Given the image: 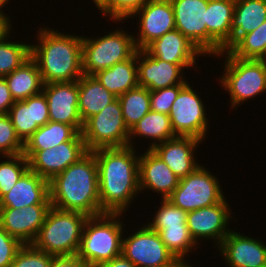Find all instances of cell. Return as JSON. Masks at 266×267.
Returning a JSON list of instances; mask_svg holds the SVG:
<instances>
[{
  "label": "cell",
  "mask_w": 266,
  "mask_h": 267,
  "mask_svg": "<svg viewBox=\"0 0 266 267\" xmlns=\"http://www.w3.org/2000/svg\"><path fill=\"white\" fill-rule=\"evenodd\" d=\"M92 152L98 165L101 210L123 214L140 192L139 155L133 146L100 148Z\"/></svg>",
  "instance_id": "obj_1"
},
{
  "label": "cell",
  "mask_w": 266,
  "mask_h": 267,
  "mask_svg": "<svg viewBox=\"0 0 266 267\" xmlns=\"http://www.w3.org/2000/svg\"><path fill=\"white\" fill-rule=\"evenodd\" d=\"M49 199L51 206L60 210L88 217L104 213L100 207L98 165L92 151L49 181Z\"/></svg>",
  "instance_id": "obj_2"
},
{
  "label": "cell",
  "mask_w": 266,
  "mask_h": 267,
  "mask_svg": "<svg viewBox=\"0 0 266 267\" xmlns=\"http://www.w3.org/2000/svg\"><path fill=\"white\" fill-rule=\"evenodd\" d=\"M38 44L30 45L44 84L78 81L82 71V38L41 27Z\"/></svg>",
  "instance_id": "obj_3"
},
{
  "label": "cell",
  "mask_w": 266,
  "mask_h": 267,
  "mask_svg": "<svg viewBox=\"0 0 266 267\" xmlns=\"http://www.w3.org/2000/svg\"><path fill=\"white\" fill-rule=\"evenodd\" d=\"M121 213H103L86 220L76 254L87 267H98L122 254ZM121 221V222H120Z\"/></svg>",
  "instance_id": "obj_4"
},
{
  "label": "cell",
  "mask_w": 266,
  "mask_h": 267,
  "mask_svg": "<svg viewBox=\"0 0 266 267\" xmlns=\"http://www.w3.org/2000/svg\"><path fill=\"white\" fill-rule=\"evenodd\" d=\"M87 219L83 213L51 206L32 245L54 257L76 255Z\"/></svg>",
  "instance_id": "obj_5"
},
{
  "label": "cell",
  "mask_w": 266,
  "mask_h": 267,
  "mask_svg": "<svg viewBox=\"0 0 266 267\" xmlns=\"http://www.w3.org/2000/svg\"><path fill=\"white\" fill-rule=\"evenodd\" d=\"M223 54L226 55L224 75L219 81L230 94L231 109L266 92V64L263 60L240 59L229 51L215 56Z\"/></svg>",
  "instance_id": "obj_6"
},
{
  "label": "cell",
  "mask_w": 266,
  "mask_h": 267,
  "mask_svg": "<svg viewBox=\"0 0 266 267\" xmlns=\"http://www.w3.org/2000/svg\"><path fill=\"white\" fill-rule=\"evenodd\" d=\"M122 30L117 28L95 39L82 38L83 75L93 76L101 70L130 59L137 52L134 36Z\"/></svg>",
  "instance_id": "obj_7"
},
{
  "label": "cell",
  "mask_w": 266,
  "mask_h": 267,
  "mask_svg": "<svg viewBox=\"0 0 266 267\" xmlns=\"http://www.w3.org/2000/svg\"><path fill=\"white\" fill-rule=\"evenodd\" d=\"M81 134L88 151L129 146L130 130L125 125L119 99L87 119Z\"/></svg>",
  "instance_id": "obj_8"
},
{
  "label": "cell",
  "mask_w": 266,
  "mask_h": 267,
  "mask_svg": "<svg viewBox=\"0 0 266 267\" xmlns=\"http://www.w3.org/2000/svg\"><path fill=\"white\" fill-rule=\"evenodd\" d=\"M219 183L214 174L198 165L192 173L179 179L178 186L167 199L186 212L210 207L225 199Z\"/></svg>",
  "instance_id": "obj_9"
},
{
  "label": "cell",
  "mask_w": 266,
  "mask_h": 267,
  "mask_svg": "<svg viewBox=\"0 0 266 267\" xmlns=\"http://www.w3.org/2000/svg\"><path fill=\"white\" fill-rule=\"evenodd\" d=\"M204 102L189 82L180 90L169 113L171 127L176 136H191L203 141L208 131Z\"/></svg>",
  "instance_id": "obj_10"
},
{
  "label": "cell",
  "mask_w": 266,
  "mask_h": 267,
  "mask_svg": "<svg viewBox=\"0 0 266 267\" xmlns=\"http://www.w3.org/2000/svg\"><path fill=\"white\" fill-rule=\"evenodd\" d=\"M86 149L81 132L72 140L61 143L46 150H24L28 159L29 169L42 178L50 181L73 163L82 158Z\"/></svg>",
  "instance_id": "obj_11"
},
{
  "label": "cell",
  "mask_w": 266,
  "mask_h": 267,
  "mask_svg": "<svg viewBox=\"0 0 266 267\" xmlns=\"http://www.w3.org/2000/svg\"><path fill=\"white\" fill-rule=\"evenodd\" d=\"M122 254L136 267L185 264L174 257L160 239L158 232L152 230L147 224L122 239Z\"/></svg>",
  "instance_id": "obj_12"
},
{
  "label": "cell",
  "mask_w": 266,
  "mask_h": 267,
  "mask_svg": "<svg viewBox=\"0 0 266 267\" xmlns=\"http://www.w3.org/2000/svg\"><path fill=\"white\" fill-rule=\"evenodd\" d=\"M138 16L139 34L134 37L137 50H144L155 39L175 27L174 9L170 0H147L131 17Z\"/></svg>",
  "instance_id": "obj_13"
},
{
  "label": "cell",
  "mask_w": 266,
  "mask_h": 267,
  "mask_svg": "<svg viewBox=\"0 0 266 267\" xmlns=\"http://www.w3.org/2000/svg\"><path fill=\"white\" fill-rule=\"evenodd\" d=\"M228 202L224 199L210 207L190 211L187 214V227L191 238L197 244L199 240L213 239L219 246L231 229H227L231 218Z\"/></svg>",
  "instance_id": "obj_14"
},
{
  "label": "cell",
  "mask_w": 266,
  "mask_h": 267,
  "mask_svg": "<svg viewBox=\"0 0 266 267\" xmlns=\"http://www.w3.org/2000/svg\"><path fill=\"white\" fill-rule=\"evenodd\" d=\"M42 92L47 98L50 121L71 125L81 132L83 123L78 111V82L46 83Z\"/></svg>",
  "instance_id": "obj_15"
},
{
  "label": "cell",
  "mask_w": 266,
  "mask_h": 267,
  "mask_svg": "<svg viewBox=\"0 0 266 267\" xmlns=\"http://www.w3.org/2000/svg\"><path fill=\"white\" fill-rule=\"evenodd\" d=\"M51 204H35L21 209L0 208V226L23 245L32 244Z\"/></svg>",
  "instance_id": "obj_16"
},
{
  "label": "cell",
  "mask_w": 266,
  "mask_h": 267,
  "mask_svg": "<svg viewBox=\"0 0 266 267\" xmlns=\"http://www.w3.org/2000/svg\"><path fill=\"white\" fill-rule=\"evenodd\" d=\"M175 27L203 54L207 55L206 10L208 0H170Z\"/></svg>",
  "instance_id": "obj_17"
},
{
  "label": "cell",
  "mask_w": 266,
  "mask_h": 267,
  "mask_svg": "<svg viewBox=\"0 0 266 267\" xmlns=\"http://www.w3.org/2000/svg\"><path fill=\"white\" fill-rule=\"evenodd\" d=\"M138 84L149 91L186 85L183 78V68L179 64H172L151 56L145 50H137Z\"/></svg>",
  "instance_id": "obj_18"
},
{
  "label": "cell",
  "mask_w": 266,
  "mask_h": 267,
  "mask_svg": "<svg viewBox=\"0 0 266 267\" xmlns=\"http://www.w3.org/2000/svg\"><path fill=\"white\" fill-rule=\"evenodd\" d=\"M218 249L230 267H266V244L259 239L231 230Z\"/></svg>",
  "instance_id": "obj_19"
},
{
  "label": "cell",
  "mask_w": 266,
  "mask_h": 267,
  "mask_svg": "<svg viewBox=\"0 0 266 267\" xmlns=\"http://www.w3.org/2000/svg\"><path fill=\"white\" fill-rule=\"evenodd\" d=\"M157 59L172 64H179L183 69L193 68L196 57L204 54L189 41L179 30L174 29L155 39L145 49ZM193 66V67H192Z\"/></svg>",
  "instance_id": "obj_20"
},
{
  "label": "cell",
  "mask_w": 266,
  "mask_h": 267,
  "mask_svg": "<svg viewBox=\"0 0 266 267\" xmlns=\"http://www.w3.org/2000/svg\"><path fill=\"white\" fill-rule=\"evenodd\" d=\"M8 115L17 136L25 144L32 134L49 119L47 98L43 92L22 101H15Z\"/></svg>",
  "instance_id": "obj_21"
},
{
  "label": "cell",
  "mask_w": 266,
  "mask_h": 267,
  "mask_svg": "<svg viewBox=\"0 0 266 267\" xmlns=\"http://www.w3.org/2000/svg\"><path fill=\"white\" fill-rule=\"evenodd\" d=\"M178 183L179 178L152 149L139 155L140 193L141 190L149 189L160 193L162 199H167Z\"/></svg>",
  "instance_id": "obj_22"
},
{
  "label": "cell",
  "mask_w": 266,
  "mask_h": 267,
  "mask_svg": "<svg viewBox=\"0 0 266 267\" xmlns=\"http://www.w3.org/2000/svg\"><path fill=\"white\" fill-rule=\"evenodd\" d=\"M202 143L200 139L191 136H176L157 144L152 150L168 165L179 178H185L192 173L200 163H196L194 151Z\"/></svg>",
  "instance_id": "obj_23"
},
{
  "label": "cell",
  "mask_w": 266,
  "mask_h": 267,
  "mask_svg": "<svg viewBox=\"0 0 266 267\" xmlns=\"http://www.w3.org/2000/svg\"><path fill=\"white\" fill-rule=\"evenodd\" d=\"M235 0H208L206 10L207 55L221 54L231 39Z\"/></svg>",
  "instance_id": "obj_24"
},
{
  "label": "cell",
  "mask_w": 266,
  "mask_h": 267,
  "mask_svg": "<svg viewBox=\"0 0 266 267\" xmlns=\"http://www.w3.org/2000/svg\"><path fill=\"white\" fill-rule=\"evenodd\" d=\"M35 204H51L49 181L28 169L0 198V208L21 209Z\"/></svg>",
  "instance_id": "obj_25"
},
{
  "label": "cell",
  "mask_w": 266,
  "mask_h": 267,
  "mask_svg": "<svg viewBox=\"0 0 266 267\" xmlns=\"http://www.w3.org/2000/svg\"><path fill=\"white\" fill-rule=\"evenodd\" d=\"M266 20V0H235L231 39L223 47L228 51L241 37L256 30Z\"/></svg>",
  "instance_id": "obj_26"
},
{
  "label": "cell",
  "mask_w": 266,
  "mask_h": 267,
  "mask_svg": "<svg viewBox=\"0 0 266 267\" xmlns=\"http://www.w3.org/2000/svg\"><path fill=\"white\" fill-rule=\"evenodd\" d=\"M109 92L117 98L139 86L137 52L128 60L101 70L93 75Z\"/></svg>",
  "instance_id": "obj_27"
},
{
  "label": "cell",
  "mask_w": 266,
  "mask_h": 267,
  "mask_svg": "<svg viewBox=\"0 0 266 267\" xmlns=\"http://www.w3.org/2000/svg\"><path fill=\"white\" fill-rule=\"evenodd\" d=\"M77 82L79 89L78 111L82 123L117 99L94 76L82 75Z\"/></svg>",
  "instance_id": "obj_28"
},
{
  "label": "cell",
  "mask_w": 266,
  "mask_h": 267,
  "mask_svg": "<svg viewBox=\"0 0 266 267\" xmlns=\"http://www.w3.org/2000/svg\"><path fill=\"white\" fill-rule=\"evenodd\" d=\"M4 78L15 101L25 100L43 90L44 82L36 62L31 57Z\"/></svg>",
  "instance_id": "obj_29"
},
{
  "label": "cell",
  "mask_w": 266,
  "mask_h": 267,
  "mask_svg": "<svg viewBox=\"0 0 266 267\" xmlns=\"http://www.w3.org/2000/svg\"><path fill=\"white\" fill-rule=\"evenodd\" d=\"M136 136L153 140L150 147H148L149 149L176 137L171 127L169 115L152 110L130 129L129 146L132 147L133 143L131 140L136 138Z\"/></svg>",
  "instance_id": "obj_30"
},
{
  "label": "cell",
  "mask_w": 266,
  "mask_h": 267,
  "mask_svg": "<svg viewBox=\"0 0 266 267\" xmlns=\"http://www.w3.org/2000/svg\"><path fill=\"white\" fill-rule=\"evenodd\" d=\"M79 132L71 125L48 121L25 142L24 150H46L72 140Z\"/></svg>",
  "instance_id": "obj_31"
},
{
  "label": "cell",
  "mask_w": 266,
  "mask_h": 267,
  "mask_svg": "<svg viewBox=\"0 0 266 267\" xmlns=\"http://www.w3.org/2000/svg\"><path fill=\"white\" fill-rule=\"evenodd\" d=\"M125 125L130 130L150 110V91L138 86L118 97Z\"/></svg>",
  "instance_id": "obj_32"
},
{
  "label": "cell",
  "mask_w": 266,
  "mask_h": 267,
  "mask_svg": "<svg viewBox=\"0 0 266 267\" xmlns=\"http://www.w3.org/2000/svg\"><path fill=\"white\" fill-rule=\"evenodd\" d=\"M228 51L240 59L262 60L266 56V20L256 30L241 37Z\"/></svg>",
  "instance_id": "obj_33"
},
{
  "label": "cell",
  "mask_w": 266,
  "mask_h": 267,
  "mask_svg": "<svg viewBox=\"0 0 266 267\" xmlns=\"http://www.w3.org/2000/svg\"><path fill=\"white\" fill-rule=\"evenodd\" d=\"M9 34L0 39V77L12 73L31 57V44L8 42Z\"/></svg>",
  "instance_id": "obj_34"
},
{
  "label": "cell",
  "mask_w": 266,
  "mask_h": 267,
  "mask_svg": "<svg viewBox=\"0 0 266 267\" xmlns=\"http://www.w3.org/2000/svg\"><path fill=\"white\" fill-rule=\"evenodd\" d=\"M158 234L175 258L181 260L188 267H193L184 260L193 248H197V244L190 236L188 227H163L158 231Z\"/></svg>",
  "instance_id": "obj_35"
},
{
  "label": "cell",
  "mask_w": 266,
  "mask_h": 267,
  "mask_svg": "<svg viewBox=\"0 0 266 267\" xmlns=\"http://www.w3.org/2000/svg\"><path fill=\"white\" fill-rule=\"evenodd\" d=\"M7 160L0 162V198L10 191L19 178L29 169L24 154L3 156Z\"/></svg>",
  "instance_id": "obj_36"
},
{
  "label": "cell",
  "mask_w": 266,
  "mask_h": 267,
  "mask_svg": "<svg viewBox=\"0 0 266 267\" xmlns=\"http://www.w3.org/2000/svg\"><path fill=\"white\" fill-rule=\"evenodd\" d=\"M161 200V206L155 212V217L152 219L153 222H148L147 225L157 232L163 227H187L188 212L176 207L168 199L161 198Z\"/></svg>",
  "instance_id": "obj_37"
},
{
  "label": "cell",
  "mask_w": 266,
  "mask_h": 267,
  "mask_svg": "<svg viewBox=\"0 0 266 267\" xmlns=\"http://www.w3.org/2000/svg\"><path fill=\"white\" fill-rule=\"evenodd\" d=\"M24 143L17 136L8 114H0V155L22 154Z\"/></svg>",
  "instance_id": "obj_38"
},
{
  "label": "cell",
  "mask_w": 266,
  "mask_h": 267,
  "mask_svg": "<svg viewBox=\"0 0 266 267\" xmlns=\"http://www.w3.org/2000/svg\"><path fill=\"white\" fill-rule=\"evenodd\" d=\"M147 0H107L98 10L108 16V19L118 21L126 20L138 11ZM110 16V17H109ZM126 18V19H125Z\"/></svg>",
  "instance_id": "obj_39"
},
{
  "label": "cell",
  "mask_w": 266,
  "mask_h": 267,
  "mask_svg": "<svg viewBox=\"0 0 266 267\" xmlns=\"http://www.w3.org/2000/svg\"><path fill=\"white\" fill-rule=\"evenodd\" d=\"M53 257L32 244H25L16 253L10 267H50Z\"/></svg>",
  "instance_id": "obj_40"
},
{
  "label": "cell",
  "mask_w": 266,
  "mask_h": 267,
  "mask_svg": "<svg viewBox=\"0 0 266 267\" xmlns=\"http://www.w3.org/2000/svg\"><path fill=\"white\" fill-rule=\"evenodd\" d=\"M184 86L185 85H174L150 91L151 110L169 115L173 102L176 100L180 90Z\"/></svg>",
  "instance_id": "obj_41"
},
{
  "label": "cell",
  "mask_w": 266,
  "mask_h": 267,
  "mask_svg": "<svg viewBox=\"0 0 266 267\" xmlns=\"http://www.w3.org/2000/svg\"><path fill=\"white\" fill-rule=\"evenodd\" d=\"M23 244L0 226V267H10Z\"/></svg>",
  "instance_id": "obj_42"
},
{
  "label": "cell",
  "mask_w": 266,
  "mask_h": 267,
  "mask_svg": "<svg viewBox=\"0 0 266 267\" xmlns=\"http://www.w3.org/2000/svg\"><path fill=\"white\" fill-rule=\"evenodd\" d=\"M15 103L4 77H0V114H8Z\"/></svg>",
  "instance_id": "obj_43"
},
{
  "label": "cell",
  "mask_w": 266,
  "mask_h": 267,
  "mask_svg": "<svg viewBox=\"0 0 266 267\" xmlns=\"http://www.w3.org/2000/svg\"><path fill=\"white\" fill-rule=\"evenodd\" d=\"M50 267H87L76 255L53 257Z\"/></svg>",
  "instance_id": "obj_44"
},
{
  "label": "cell",
  "mask_w": 266,
  "mask_h": 267,
  "mask_svg": "<svg viewBox=\"0 0 266 267\" xmlns=\"http://www.w3.org/2000/svg\"><path fill=\"white\" fill-rule=\"evenodd\" d=\"M98 267H136L130 260H128L123 254L116 256L110 261L101 264Z\"/></svg>",
  "instance_id": "obj_45"
},
{
  "label": "cell",
  "mask_w": 266,
  "mask_h": 267,
  "mask_svg": "<svg viewBox=\"0 0 266 267\" xmlns=\"http://www.w3.org/2000/svg\"><path fill=\"white\" fill-rule=\"evenodd\" d=\"M10 23L11 20L0 12V39L3 38L7 33L11 32L10 30L12 28V23Z\"/></svg>",
  "instance_id": "obj_46"
},
{
  "label": "cell",
  "mask_w": 266,
  "mask_h": 267,
  "mask_svg": "<svg viewBox=\"0 0 266 267\" xmlns=\"http://www.w3.org/2000/svg\"><path fill=\"white\" fill-rule=\"evenodd\" d=\"M154 267H188L186 264H164Z\"/></svg>",
  "instance_id": "obj_47"
},
{
  "label": "cell",
  "mask_w": 266,
  "mask_h": 267,
  "mask_svg": "<svg viewBox=\"0 0 266 267\" xmlns=\"http://www.w3.org/2000/svg\"><path fill=\"white\" fill-rule=\"evenodd\" d=\"M107 0H92V2L95 3L96 8L98 7V9L106 2Z\"/></svg>",
  "instance_id": "obj_48"
},
{
  "label": "cell",
  "mask_w": 266,
  "mask_h": 267,
  "mask_svg": "<svg viewBox=\"0 0 266 267\" xmlns=\"http://www.w3.org/2000/svg\"><path fill=\"white\" fill-rule=\"evenodd\" d=\"M8 0H0V12L6 16L4 13V10L2 11L1 9L5 6V4H8Z\"/></svg>",
  "instance_id": "obj_49"
},
{
  "label": "cell",
  "mask_w": 266,
  "mask_h": 267,
  "mask_svg": "<svg viewBox=\"0 0 266 267\" xmlns=\"http://www.w3.org/2000/svg\"><path fill=\"white\" fill-rule=\"evenodd\" d=\"M262 60L266 63V56Z\"/></svg>",
  "instance_id": "obj_50"
}]
</instances>
